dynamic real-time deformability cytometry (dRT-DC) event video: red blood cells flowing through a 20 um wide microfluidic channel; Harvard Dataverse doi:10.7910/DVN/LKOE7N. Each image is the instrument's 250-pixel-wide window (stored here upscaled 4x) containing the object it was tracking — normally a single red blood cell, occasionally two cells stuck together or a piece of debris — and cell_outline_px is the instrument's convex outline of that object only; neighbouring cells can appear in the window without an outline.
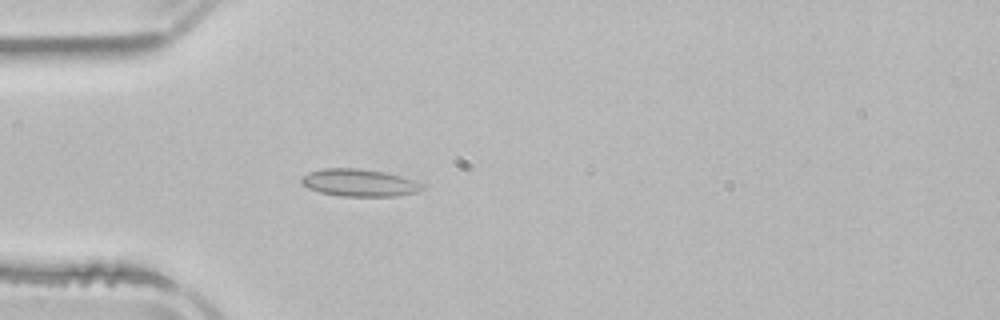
{"species": "common noctule bat (a hibernating species)", "species_latin": "Nyctalus noctula", "temperature_condition": "room temperature", "stored_images_in_passage": 4, "camera_frame_rate_fps": 3000, "um_per_image_px": 0.085, "animal": {"sex": "male", "body_mass_g": 21.5, "forearm_length_mm": 52.0}, "frame": {"image": 1, "passage_image": 4, "time_ms": 4.0, "image_size_px": [1000, 320], "cell_outline_px": [[424, 188], [416, 192], [396, 196], [340, 196], [320, 192], [308, 188], [300, 184], [300, 180], [308, 172], [324, 168], [360, 168], [388, 172], [416, 180], [424, 184]], "centroid_in_image_um": [30.56, 15.52], "position_along_channel_um": 54.4, "area_um2": 19.54}}